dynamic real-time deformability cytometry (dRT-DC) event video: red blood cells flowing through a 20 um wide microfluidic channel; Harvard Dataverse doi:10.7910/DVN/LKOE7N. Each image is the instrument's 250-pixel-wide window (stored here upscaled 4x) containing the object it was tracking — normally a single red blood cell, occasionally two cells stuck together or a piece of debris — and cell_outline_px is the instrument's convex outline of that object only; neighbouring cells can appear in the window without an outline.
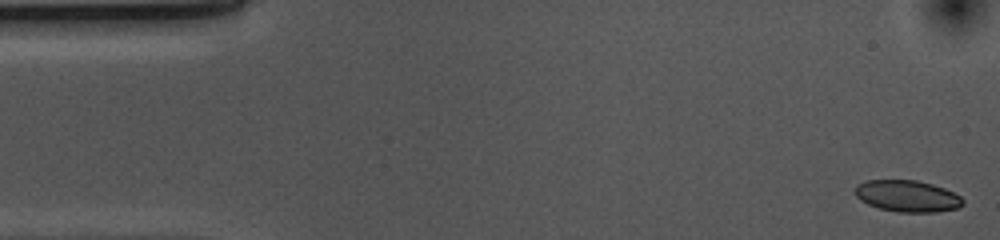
{"species": "common noctule bat (a hibernating species)", "species_latin": "Nyctalus noctula", "temperature_condition": "cold", "stored_images_in_passage": 53, "camera_frame_rate_fps": 3000, "um_per_image_px": 0.085, "animal": {"sex": "female", "body_mass_g": 10.0, "forearm_length_mm": 53.1}, "frame": {"image": 1, "passage_image": 1, "time_ms": 0.0, "image_size_px": [1000, 240], "cell_outline_px": [[964, 204], [960, 208], [936, 212], [900, 212], [880, 208], [868, 204], [860, 200], [856, 196], [856, 184], [864, 180], [916, 180], [932, 184], [944, 188], [960, 196], [964, 200]], "centroid_in_image_um": [77.14, 16.66], "position_along_channel_um": 7.9, "area_um2": 19.88}}
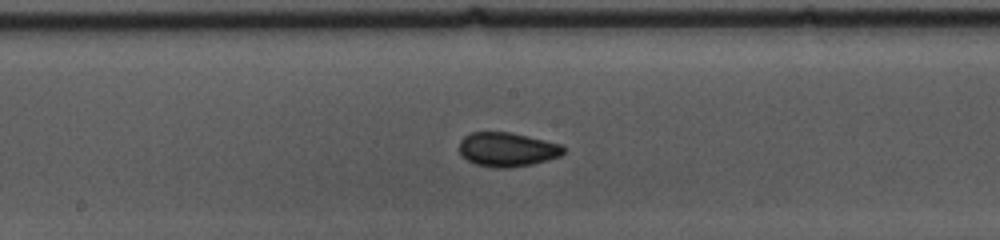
{"frame": {"image": 2, "passage_image": 26, "time_ms": 8.333, "image_size_px": [1000, 240], "cell_outline_px": [[564, 152], [560, 156], [548, 160], [532, 164], [508, 168], [496, 168], [476, 164], [468, 160], [460, 152], [460, 140], [464, 136], [472, 132], [512, 132], [560, 144], [564, 148]], "centroid_in_image_um": [43.12, 12.7], "position_along_channel_um": 205.1, "area_um2": 20.63}}
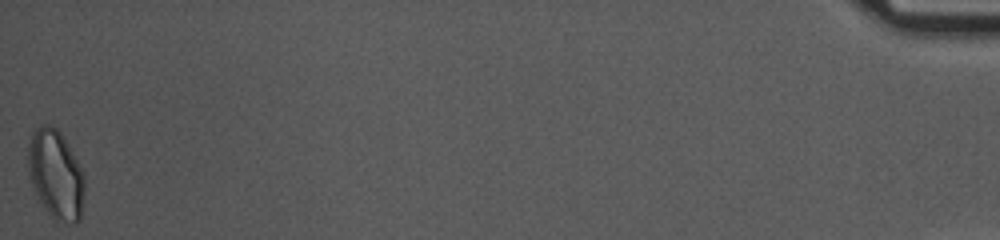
{"frame": {"image": 3, "passage_image": 53, "time_ms": 17.333, "image_size_px": [1000, 240], "cell_outline_px": [[84, 192], [80, 220], [76, 224], [56, 220], [48, 212], [40, 200], [32, 184], [28, 172], [28, 144], [32, 132], [40, 124], [52, 124], [60, 132], [68, 144], [84, 176]], "centroid_in_image_um": [4.73, 14.8], "position_along_channel_um": 430.5, "area_um2": 29.07}, "authors_computed_cell_mechanics": {"area_um2": 20.4612, "velocity_mm_per_s": 3.6708, "shape_relaxation_time_tau1_ms": 9.0829, "shape_relaxation_time_tau2_ms": 2.4878, "deformation_change_tau1": 0.1254, "deformation_change_tau2": 0.058}}